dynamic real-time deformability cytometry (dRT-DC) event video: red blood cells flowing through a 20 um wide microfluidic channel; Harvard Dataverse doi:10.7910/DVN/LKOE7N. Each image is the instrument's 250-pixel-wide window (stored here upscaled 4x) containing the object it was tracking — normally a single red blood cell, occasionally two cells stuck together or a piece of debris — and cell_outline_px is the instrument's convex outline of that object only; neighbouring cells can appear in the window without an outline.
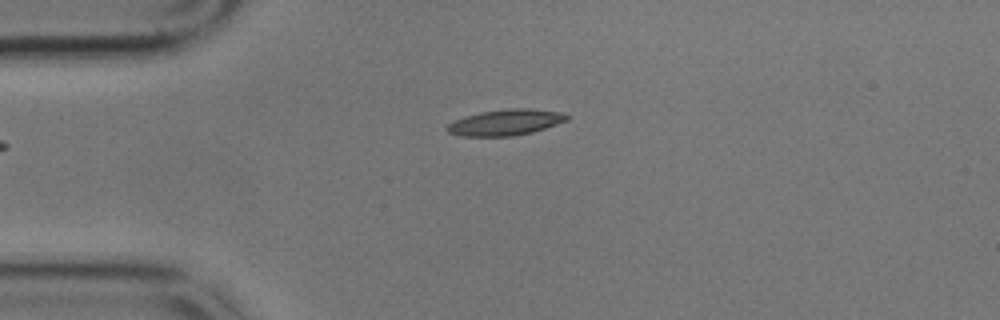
{"species": "common noctule bat (a hibernating species)", "species_latin": "Nyctalus noctula", "temperature_condition": "cold", "stored_images_in_passage": 45, "camera_frame_rate_fps": 3000, "um_per_image_px": 0.085, "animal": {"sex": "male", "body_mass_g": 17.9}, "frame": {"image": 1, "passage_image": 1, "time_ms": 0.0, "image_size_px": [1000, 320], "cell_outline_px": [[568, 120], [532, 132], [512, 136], [460, 136], [448, 132], [444, 128], [452, 120], [464, 116], [480, 112], [512, 108], [528, 108], [560, 112], [568, 116]], "centroid_in_image_um": [42.9, 10.4], "position_along_channel_um": 42.1, "area_um2": 18.09}}
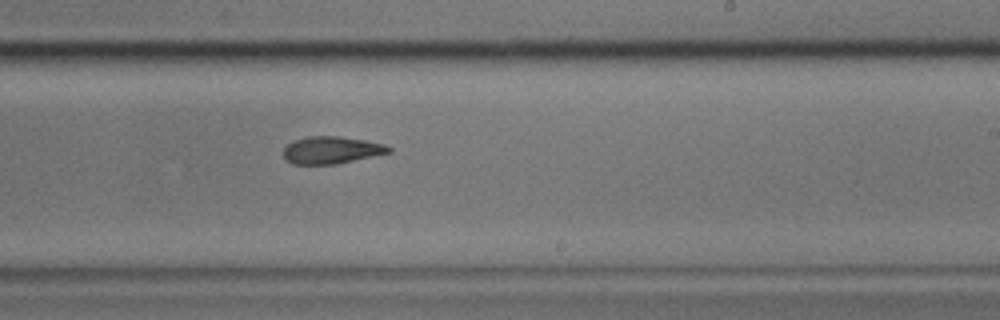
{"frame": {"image": 2, "passage_image": 22, "time_ms": 7.0, "image_size_px": [1000, 320], "cell_outline_px": [[392, 152], [336, 164], [292, 164], [284, 160], [284, 148], [292, 140], [308, 136], [340, 136], [364, 140], [384, 144], [392, 148]], "centroid_in_image_um": [28.15, 12.75], "position_along_channel_um": 260.8, "area_um2": 16.82}}
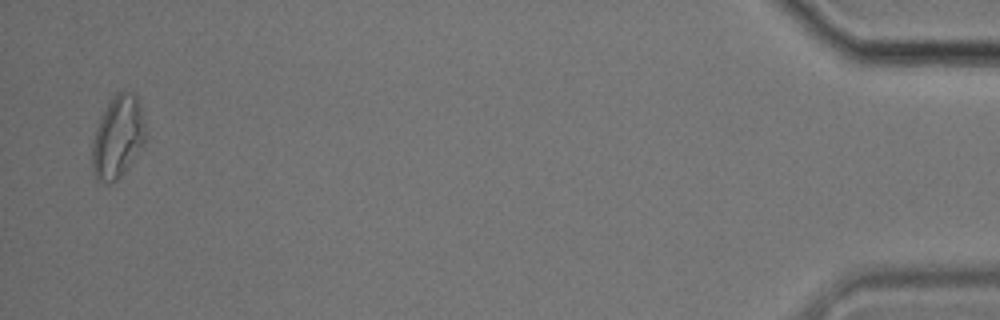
{"frame": {"image": 3, "passage_image": 44, "time_ms": 14.333, "image_size_px": [1000, 320], "cell_outline_px": [[144, 144], [128, 168], [116, 180], [108, 184], [96, 180], [92, 168], [92, 144], [96, 128], [108, 104], [116, 92], [132, 92], [136, 96], [140, 104], [144, 124]], "centroid_in_image_um": [10.0, 11.69], "position_along_channel_um": 425.2, "area_um2": 25.26}, "authors_computed_cell_mechanics": {"area_um2": 17.5712, "velocity_mm_per_s": 3.4227, "shape_relaxation_time_tau1_ms": 7.4941, "shape_relaxation_time_tau2_ms": 7.5936, "deformation_change_tau1": 0.1916, "deformation_change_tau2": 0.1362}}